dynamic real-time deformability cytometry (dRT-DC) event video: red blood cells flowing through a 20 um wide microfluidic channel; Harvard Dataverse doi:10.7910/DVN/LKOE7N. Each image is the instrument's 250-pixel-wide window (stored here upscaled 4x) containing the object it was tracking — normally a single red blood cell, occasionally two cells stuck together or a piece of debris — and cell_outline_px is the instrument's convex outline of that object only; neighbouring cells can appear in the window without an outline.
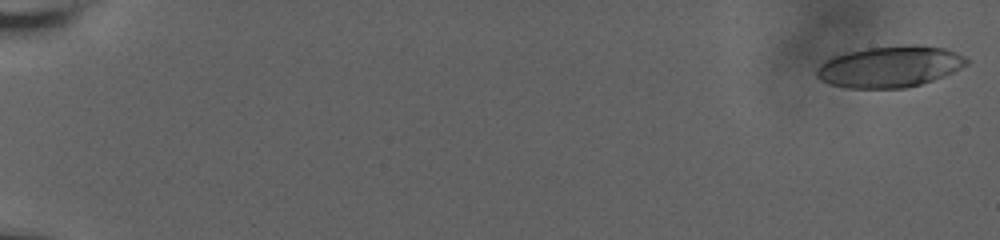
{"species": "human", "species_latin": "Homo sapiens", "temperature_condition": "room temperature", "stored_images_in_passage": 26, "camera_frame_rate_fps": 3000, "um_per_image_px": 0.085, "donor": {"sex": "male"}, "frame": {"image": 1, "passage_image": 1, "time_ms": 0.0, "image_size_px": [1000, 240], "cell_outline_px": [[968, 64], [952, 72], [932, 80], [920, 84], [904, 88], [848, 88], [832, 84], [816, 76], [816, 72], [820, 64], [832, 56], [848, 52], [868, 48], [944, 48], [956, 52], [964, 56], [968, 60]], "centroid_in_image_um": [75.6, 5.71], "position_along_channel_um": 9.4, "area_um2": 34.56}}
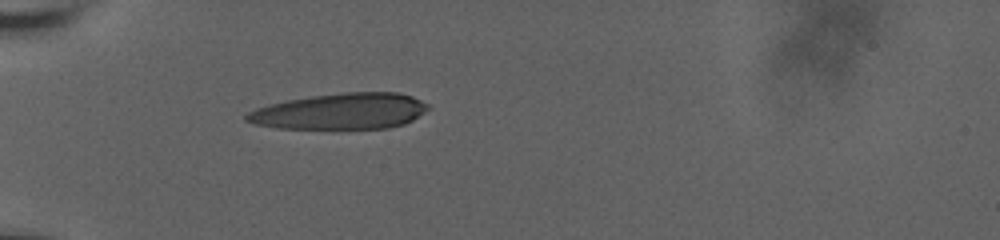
{"frame": {"image": 2, "passage_image": 23, "time_ms": 6.667, "image_size_px": [1000, 240], "cell_outline_px": [[428, 108], [424, 112], [412, 120], [404, 124], [388, 128], [276, 128], [256, 124], [244, 120], [244, 116], [248, 112], [256, 108], [268, 104], [288, 100], [312, 96], [344, 92], [396, 92], [412, 96], [428, 104]], "centroid_in_image_um": [28.93, 9.46], "position_along_channel_um": 56.1, "area_um2": 37.92}}
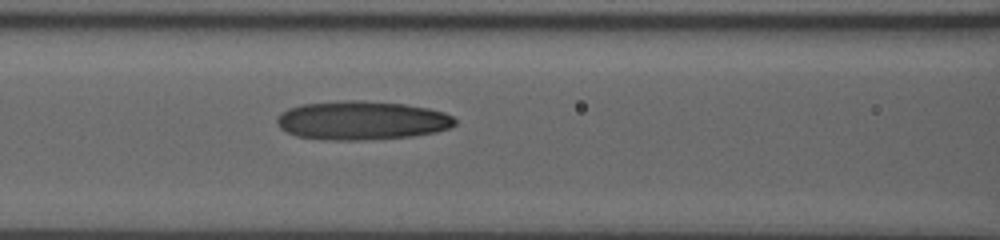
{"frame": {"image": 3, "passage_image": 26, "time_ms": 9.333, "image_size_px": [1000, 240], "cell_outline_px": [[456, 124], [448, 128], [436, 132], [412, 136], [364, 140], [328, 140], [296, 136], [280, 128], [276, 120], [276, 116], [280, 112], [288, 108], [300, 104], [344, 100], [360, 100], [404, 104], [428, 108], [444, 112], [452, 116], [456, 120]], "centroid_in_image_um": [30.72, 10.23], "position_along_channel_um": 135.9, "area_um2": 40.46}}